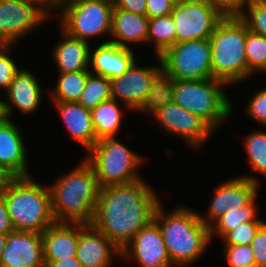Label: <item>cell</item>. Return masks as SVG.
Returning <instances> with one entry per match:
<instances>
[{"label": "cell", "mask_w": 266, "mask_h": 267, "mask_svg": "<svg viewBox=\"0 0 266 267\" xmlns=\"http://www.w3.org/2000/svg\"><path fill=\"white\" fill-rule=\"evenodd\" d=\"M152 116L165 131L179 136L192 147H201L214 131L201 117L188 112L175 102L158 109Z\"/></svg>", "instance_id": "obj_12"}, {"label": "cell", "mask_w": 266, "mask_h": 267, "mask_svg": "<svg viewBox=\"0 0 266 267\" xmlns=\"http://www.w3.org/2000/svg\"><path fill=\"white\" fill-rule=\"evenodd\" d=\"M172 102L173 79L162 70L153 80L145 100L136 111L153 114Z\"/></svg>", "instance_id": "obj_27"}, {"label": "cell", "mask_w": 266, "mask_h": 267, "mask_svg": "<svg viewBox=\"0 0 266 267\" xmlns=\"http://www.w3.org/2000/svg\"><path fill=\"white\" fill-rule=\"evenodd\" d=\"M119 102L110 99L103 101L91 110L95 135L98 140L105 137H115L122 122V110Z\"/></svg>", "instance_id": "obj_25"}, {"label": "cell", "mask_w": 266, "mask_h": 267, "mask_svg": "<svg viewBox=\"0 0 266 267\" xmlns=\"http://www.w3.org/2000/svg\"><path fill=\"white\" fill-rule=\"evenodd\" d=\"M256 267H266V222L251 242Z\"/></svg>", "instance_id": "obj_38"}, {"label": "cell", "mask_w": 266, "mask_h": 267, "mask_svg": "<svg viewBox=\"0 0 266 267\" xmlns=\"http://www.w3.org/2000/svg\"><path fill=\"white\" fill-rule=\"evenodd\" d=\"M172 0H146V13L148 19L167 16L173 10Z\"/></svg>", "instance_id": "obj_40"}, {"label": "cell", "mask_w": 266, "mask_h": 267, "mask_svg": "<svg viewBox=\"0 0 266 267\" xmlns=\"http://www.w3.org/2000/svg\"><path fill=\"white\" fill-rule=\"evenodd\" d=\"M175 4H178V3H182L183 1H186V0H172Z\"/></svg>", "instance_id": "obj_48"}, {"label": "cell", "mask_w": 266, "mask_h": 267, "mask_svg": "<svg viewBox=\"0 0 266 267\" xmlns=\"http://www.w3.org/2000/svg\"><path fill=\"white\" fill-rule=\"evenodd\" d=\"M260 1L266 5V0H260Z\"/></svg>", "instance_id": "obj_49"}, {"label": "cell", "mask_w": 266, "mask_h": 267, "mask_svg": "<svg viewBox=\"0 0 266 267\" xmlns=\"http://www.w3.org/2000/svg\"><path fill=\"white\" fill-rule=\"evenodd\" d=\"M46 267H83L76 257L57 260L55 262H45Z\"/></svg>", "instance_id": "obj_44"}, {"label": "cell", "mask_w": 266, "mask_h": 267, "mask_svg": "<svg viewBox=\"0 0 266 267\" xmlns=\"http://www.w3.org/2000/svg\"><path fill=\"white\" fill-rule=\"evenodd\" d=\"M90 69L86 71L59 72L54 92L50 93L52 101L78 102L88 80Z\"/></svg>", "instance_id": "obj_26"}, {"label": "cell", "mask_w": 266, "mask_h": 267, "mask_svg": "<svg viewBox=\"0 0 266 267\" xmlns=\"http://www.w3.org/2000/svg\"><path fill=\"white\" fill-rule=\"evenodd\" d=\"M47 18L21 0H0V45L12 46Z\"/></svg>", "instance_id": "obj_14"}, {"label": "cell", "mask_w": 266, "mask_h": 267, "mask_svg": "<svg viewBox=\"0 0 266 267\" xmlns=\"http://www.w3.org/2000/svg\"><path fill=\"white\" fill-rule=\"evenodd\" d=\"M154 220L159 225L172 266H188L197 261L211 241L210 228L200 219L199 211L177 207L166 215L160 203Z\"/></svg>", "instance_id": "obj_3"}, {"label": "cell", "mask_w": 266, "mask_h": 267, "mask_svg": "<svg viewBox=\"0 0 266 267\" xmlns=\"http://www.w3.org/2000/svg\"><path fill=\"white\" fill-rule=\"evenodd\" d=\"M132 257L140 267H172L159 225L155 220L139 230L121 250V258L128 261Z\"/></svg>", "instance_id": "obj_13"}, {"label": "cell", "mask_w": 266, "mask_h": 267, "mask_svg": "<svg viewBox=\"0 0 266 267\" xmlns=\"http://www.w3.org/2000/svg\"><path fill=\"white\" fill-rule=\"evenodd\" d=\"M157 193L142 179L100 188L91 223L122 250L136 233L154 220Z\"/></svg>", "instance_id": "obj_1"}, {"label": "cell", "mask_w": 266, "mask_h": 267, "mask_svg": "<svg viewBox=\"0 0 266 267\" xmlns=\"http://www.w3.org/2000/svg\"><path fill=\"white\" fill-rule=\"evenodd\" d=\"M6 242H7V234L0 233V261L2 258V254L4 251V247L6 245Z\"/></svg>", "instance_id": "obj_46"}, {"label": "cell", "mask_w": 266, "mask_h": 267, "mask_svg": "<svg viewBox=\"0 0 266 267\" xmlns=\"http://www.w3.org/2000/svg\"><path fill=\"white\" fill-rule=\"evenodd\" d=\"M15 231L41 233L55 223L48 186L31 176L12 178L2 192Z\"/></svg>", "instance_id": "obj_4"}, {"label": "cell", "mask_w": 266, "mask_h": 267, "mask_svg": "<svg viewBox=\"0 0 266 267\" xmlns=\"http://www.w3.org/2000/svg\"><path fill=\"white\" fill-rule=\"evenodd\" d=\"M243 144L251 169L266 176V132H252L246 136Z\"/></svg>", "instance_id": "obj_32"}, {"label": "cell", "mask_w": 266, "mask_h": 267, "mask_svg": "<svg viewBox=\"0 0 266 267\" xmlns=\"http://www.w3.org/2000/svg\"><path fill=\"white\" fill-rule=\"evenodd\" d=\"M62 41L53 49V57L58 72L86 71L89 69L90 45L81 39L70 36L62 28Z\"/></svg>", "instance_id": "obj_24"}, {"label": "cell", "mask_w": 266, "mask_h": 267, "mask_svg": "<svg viewBox=\"0 0 266 267\" xmlns=\"http://www.w3.org/2000/svg\"><path fill=\"white\" fill-rule=\"evenodd\" d=\"M113 8L111 0H66L59 22L70 36L89 43L99 35H111Z\"/></svg>", "instance_id": "obj_8"}, {"label": "cell", "mask_w": 266, "mask_h": 267, "mask_svg": "<svg viewBox=\"0 0 266 267\" xmlns=\"http://www.w3.org/2000/svg\"><path fill=\"white\" fill-rule=\"evenodd\" d=\"M247 25L239 16H225L209 37L212 77L227 85L252 75L245 53Z\"/></svg>", "instance_id": "obj_5"}, {"label": "cell", "mask_w": 266, "mask_h": 267, "mask_svg": "<svg viewBox=\"0 0 266 267\" xmlns=\"http://www.w3.org/2000/svg\"><path fill=\"white\" fill-rule=\"evenodd\" d=\"M85 160L93 167L100 188L141 179L137 170L143 158L115 137L98 140Z\"/></svg>", "instance_id": "obj_7"}, {"label": "cell", "mask_w": 266, "mask_h": 267, "mask_svg": "<svg viewBox=\"0 0 266 267\" xmlns=\"http://www.w3.org/2000/svg\"><path fill=\"white\" fill-rule=\"evenodd\" d=\"M246 107L250 116L261 125L266 126V88L255 93Z\"/></svg>", "instance_id": "obj_37"}, {"label": "cell", "mask_w": 266, "mask_h": 267, "mask_svg": "<svg viewBox=\"0 0 266 267\" xmlns=\"http://www.w3.org/2000/svg\"><path fill=\"white\" fill-rule=\"evenodd\" d=\"M224 16H239L251 0H207Z\"/></svg>", "instance_id": "obj_39"}, {"label": "cell", "mask_w": 266, "mask_h": 267, "mask_svg": "<svg viewBox=\"0 0 266 267\" xmlns=\"http://www.w3.org/2000/svg\"><path fill=\"white\" fill-rule=\"evenodd\" d=\"M147 42L154 43L157 57L176 43V27L171 14L149 19Z\"/></svg>", "instance_id": "obj_28"}, {"label": "cell", "mask_w": 266, "mask_h": 267, "mask_svg": "<svg viewBox=\"0 0 266 267\" xmlns=\"http://www.w3.org/2000/svg\"><path fill=\"white\" fill-rule=\"evenodd\" d=\"M224 251L231 267H256L251 245H224Z\"/></svg>", "instance_id": "obj_35"}, {"label": "cell", "mask_w": 266, "mask_h": 267, "mask_svg": "<svg viewBox=\"0 0 266 267\" xmlns=\"http://www.w3.org/2000/svg\"><path fill=\"white\" fill-rule=\"evenodd\" d=\"M256 197L246 206L228 211L210 227V238L217 234L220 238L229 230L241 223L249 221H264L257 217Z\"/></svg>", "instance_id": "obj_30"}, {"label": "cell", "mask_w": 266, "mask_h": 267, "mask_svg": "<svg viewBox=\"0 0 266 267\" xmlns=\"http://www.w3.org/2000/svg\"><path fill=\"white\" fill-rule=\"evenodd\" d=\"M14 231L10 220L5 198L0 194V233L8 234Z\"/></svg>", "instance_id": "obj_43"}, {"label": "cell", "mask_w": 266, "mask_h": 267, "mask_svg": "<svg viewBox=\"0 0 266 267\" xmlns=\"http://www.w3.org/2000/svg\"><path fill=\"white\" fill-rule=\"evenodd\" d=\"M136 61L132 48H123L109 41L90 48L91 73L113 79L123 75Z\"/></svg>", "instance_id": "obj_20"}, {"label": "cell", "mask_w": 266, "mask_h": 267, "mask_svg": "<svg viewBox=\"0 0 266 267\" xmlns=\"http://www.w3.org/2000/svg\"><path fill=\"white\" fill-rule=\"evenodd\" d=\"M38 79L28 70L20 69L14 76L8 89L5 91L10 102L3 101L5 118L10 119L13 107L23 114L34 113L40 106L42 88ZM13 106V107H12Z\"/></svg>", "instance_id": "obj_19"}, {"label": "cell", "mask_w": 266, "mask_h": 267, "mask_svg": "<svg viewBox=\"0 0 266 267\" xmlns=\"http://www.w3.org/2000/svg\"><path fill=\"white\" fill-rule=\"evenodd\" d=\"M246 6L239 17L246 23L249 31L266 37V5L260 0H251Z\"/></svg>", "instance_id": "obj_33"}, {"label": "cell", "mask_w": 266, "mask_h": 267, "mask_svg": "<svg viewBox=\"0 0 266 267\" xmlns=\"http://www.w3.org/2000/svg\"><path fill=\"white\" fill-rule=\"evenodd\" d=\"M149 19L146 15L113 8L111 21V43L123 48H131L127 43L147 42Z\"/></svg>", "instance_id": "obj_23"}, {"label": "cell", "mask_w": 266, "mask_h": 267, "mask_svg": "<svg viewBox=\"0 0 266 267\" xmlns=\"http://www.w3.org/2000/svg\"><path fill=\"white\" fill-rule=\"evenodd\" d=\"M18 125L11 119L0 122V166L13 178L31 176L28 173L27 150Z\"/></svg>", "instance_id": "obj_18"}, {"label": "cell", "mask_w": 266, "mask_h": 267, "mask_svg": "<svg viewBox=\"0 0 266 267\" xmlns=\"http://www.w3.org/2000/svg\"><path fill=\"white\" fill-rule=\"evenodd\" d=\"M24 3L33 5L37 10H39L46 18H48L49 13L55 9H62L63 3L66 0H21ZM61 7V8H60Z\"/></svg>", "instance_id": "obj_41"}, {"label": "cell", "mask_w": 266, "mask_h": 267, "mask_svg": "<svg viewBox=\"0 0 266 267\" xmlns=\"http://www.w3.org/2000/svg\"><path fill=\"white\" fill-rule=\"evenodd\" d=\"M170 14L176 27V43L209 38L225 17L207 0H186L174 4Z\"/></svg>", "instance_id": "obj_10"}, {"label": "cell", "mask_w": 266, "mask_h": 267, "mask_svg": "<svg viewBox=\"0 0 266 267\" xmlns=\"http://www.w3.org/2000/svg\"><path fill=\"white\" fill-rule=\"evenodd\" d=\"M0 267H46L42 234L15 230L8 233Z\"/></svg>", "instance_id": "obj_16"}, {"label": "cell", "mask_w": 266, "mask_h": 267, "mask_svg": "<svg viewBox=\"0 0 266 267\" xmlns=\"http://www.w3.org/2000/svg\"><path fill=\"white\" fill-rule=\"evenodd\" d=\"M12 178L13 177L0 166V194L6 189Z\"/></svg>", "instance_id": "obj_45"}, {"label": "cell", "mask_w": 266, "mask_h": 267, "mask_svg": "<svg viewBox=\"0 0 266 267\" xmlns=\"http://www.w3.org/2000/svg\"><path fill=\"white\" fill-rule=\"evenodd\" d=\"M226 83L204 80L173 79V102L205 120L214 130L230 117L232 104L222 87Z\"/></svg>", "instance_id": "obj_6"}, {"label": "cell", "mask_w": 266, "mask_h": 267, "mask_svg": "<svg viewBox=\"0 0 266 267\" xmlns=\"http://www.w3.org/2000/svg\"><path fill=\"white\" fill-rule=\"evenodd\" d=\"M72 139L89 151L98 141L91 111L78 102L53 101Z\"/></svg>", "instance_id": "obj_22"}, {"label": "cell", "mask_w": 266, "mask_h": 267, "mask_svg": "<svg viewBox=\"0 0 266 267\" xmlns=\"http://www.w3.org/2000/svg\"><path fill=\"white\" fill-rule=\"evenodd\" d=\"M5 118L3 110V101L0 100V122Z\"/></svg>", "instance_id": "obj_47"}, {"label": "cell", "mask_w": 266, "mask_h": 267, "mask_svg": "<svg viewBox=\"0 0 266 267\" xmlns=\"http://www.w3.org/2000/svg\"><path fill=\"white\" fill-rule=\"evenodd\" d=\"M11 46L0 45V88L6 91L20 70L14 60L9 57L8 50Z\"/></svg>", "instance_id": "obj_36"}, {"label": "cell", "mask_w": 266, "mask_h": 267, "mask_svg": "<svg viewBox=\"0 0 266 267\" xmlns=\"http://www.w3.org/2000/svg\"><path fill=\"white\" fill-rule=\"evenodd\" d=\"M159 67H138L136 61L121 76L110 79L112 89V99L123 101L129 109L137 110L143 101L155 77L162 71L160 57Z\"/></svg>", "instance_id": "obj_15"}, {"label": "cell", "mask_w": 266, "mask_h": 267, "mask_svg": "<svg viewBox=\"0 0 266 267\" xmlns=\"http://www.w3.org/2000/svg\"><path fill=\"white\" fill-rule=\"evenodd\" d=\"M113 7L131 11L135 14L145 15L146 0H111Z\"/></svg>", "instance_id": "obj_42"}, {"label": "cell", "mask_w": 266, "mask_h": 267, "mask_svg": "<svg viewBox=\"0 0 266 267\" xmlns=\"http://www.w3.org/2000/svg\"><path fill=\"white\" fill-rule=\"evenodd\" d=\"M49 185L55 222L91 224L100 186L93 167L84 159L65 176Z\"/></svg>", "instance_id": "obj_2"}, {"label": "cell", "mask_w": 266, "mask_h": 267, "mask_svg": "<svg viewBox=\"0 0 266 267\" xmlns=\"http://www.w3.org/2000/svg\"><path fill=\"white\" fill-rule=\"evenodd\" d=\"M79 223L55 222L42 232L44 262L76 257Z\"/></svg>", "instance_id": "obj_21"}, {"label": "cell", "mask_w": 266, "mask_h": 267, "mask_svg": "<svg viewBox=\"0 0 266 267\" xmlns=\"http://www.w3.org/2000/svg\"><path fill=\"white\" fill-rule=\"evenodd\" d=\"M110 99H112L110 79L90 73L78 103L91 111L103 101Z\"/></svg>", "instance_id": "obj_29"}, {"label": "cell", "mask_w": 266, "mask_h": 267, "mask_svg": "<svg viewBox=\"0 0 266 267\" xmlns=\"http://www.w3.org/2000/svg\"><path fill=\"white\" fill-rule=\"evenodd\" d=\"M245 53L248 70L266 72V37L248 30L246 35Z\"/></svg>", "instance_id": "obj_31"}, {"label": "cell", "mask_w": 266, "mask_h": 267, "mask_svg": "<svg viewBox=\"0 0 266 267\" xmlns=\"http://www.w3.org/2000/svg\"><path fill=\"white\" fill-rule=\"evenodd\" d=\"M160 60L162 70L172 79L213 78L209 38L175 43L160 56Z\"/></svg>", "instance_id": "obj_9"}, {"label": "cell", "mask_w": 266, "mask_h": 267, "mask_svg": "<svg viewBox=\"0 0 266 267\" xmlns=\"http://www.w3.org/2000/svg\"><path fill=\"white\" fill-rule=\"evenodd\" d=\"M260 182L253 176H240L217 186L211 199L207 217L200 214V219L210 228L228 211L248 205L258 194Z\"/></svg>", "instance_id": "obj_11"}, {"label": "cell", "mask_w": 266, "mask_h": 267, "mask_svg": "<svg viewBox=\"0 0 266 267\" xmlns=\"http://www.w3.org/2000/svg\"><path fill=\"white\" fill-rule=\"evenodd\" d=\"M265 221H249L235 226V228L227 231L220 239L224 245H251L252 240L256 236L259 228Z\"/></svg>", "instance_id": "obj_34"}, {"label": "cell", "mask_w": 266, "mask_h": 267, "mask_svg": "<svg viewBox=\"0 0 266 267\" xmlns=\"http://www.w3.org/2000/svg\"><path fill=\"white\" fill-rule=\"evenodd\" d=\"M121 250L92 224L79 223L76 259L83 267H110L113 256Z\"/></svg>", "instance_id": "obj_17"}]
</instances>
